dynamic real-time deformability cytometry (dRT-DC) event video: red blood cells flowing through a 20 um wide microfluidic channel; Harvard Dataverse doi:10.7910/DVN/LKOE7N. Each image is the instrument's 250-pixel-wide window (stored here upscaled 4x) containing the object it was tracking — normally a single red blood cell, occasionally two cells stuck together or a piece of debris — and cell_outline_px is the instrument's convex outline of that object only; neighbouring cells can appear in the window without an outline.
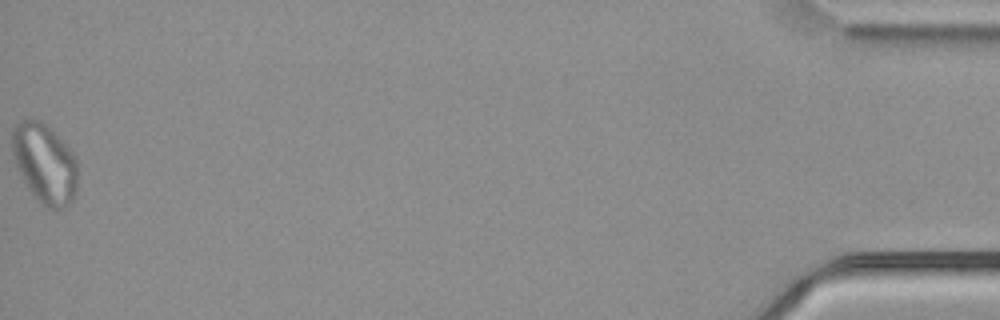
{"species": "common noctule bat (a hibernating species)", "species_latin": "Nyctalus noctula", "temperature_condition": "cold", "stored_images_in_passage": 40, "camera_frame_rate_fps": 3000, "um_per_image_px": 0.085, "animal": {"sex": "male", "body_mass_g": 21.5, "forearm_length_mm": 52.0}, "frame": {"image": 1, "passage_image": 40, "time_ms": 13.0, "image_size_px": [1000, 320], "cell_outline_px": [[76, 192], [72, 200], [68, 204], [60, 208], [48, 208], [40, 204], [28, 188], [16, 168], [12, 156], [12, 128], [20, 120], [40, 120], [76, 156]], "centroid_in_image_um": [3.76, 13.91], "position_along_channel_um": 431.4, "area_um2": 30.06}, "authors_computed_cell_mechanics": {"area_um2": 22.8888, "velocity_mm_per_s": 3.7263, "shape_relaxation_time_tau1_ms": null, "shape_relaxation_time_tau2_ms": 3.9291, "deformation_change_tau1": null, "deformation_change_tau2": 0.1264}}